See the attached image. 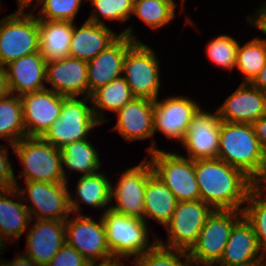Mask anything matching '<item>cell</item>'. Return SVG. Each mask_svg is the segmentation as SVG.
I'll use <instances>...</instances> for the list:
<instances>
[{
    "label": "cell",
    "instance_id": "cell-1",
    "mask_svg": "<svg viewBox=\"0 0 266 266\" xmlns=\"http://www.w3.org/2000/svg\"><path fill=\"white\" fill-rule=\"evenodd\" d=\"M200 200L213 210L243 211L249 193L257 184L240 169L215 159L195 160Z\"/></svg>",
    "mask_w": 266,
    "mask_h": 266
},
{
    "label": "cell",
    "instance_id": "cell-2",
    "mask_svg": "<svg viewBox=\"0 0 266 266\" xmlns=\"http://www.w3.org/2000/svg\"><path fill=\"white\" fill-rule=\"evenodd\" d=\"M218 158L240 169L256 184L266 171V155L252 124L221 121Z\"/></svg>",
    "mask_w": 266,
    "mask_h": 266
},
{
    "label": "cell",
    "instance_id": "cell-3",
    "mask_svg": "<svg viewBox=\"0 0 266 266\" xmlns=\"http://www.w3.org/2000/svg\"><path fill=\"white\" fill-rule=\"evenodd\" d=\"M107 247L113 258L138 257L149 252L158 242H148V223L140 218L107 209L102 214Z\"/></svg>",
    "mask_w": 266,
    "mask_h": 266
},
{
    "label": "cell",
    "instance_id": "cell-4",
    "mask_svg": "<svg viewBox=\"0 0 266 266\" xmlns=\"http://www.w3.org/2000/svg\"><path fill=\"white\" fill-rule=\"evenodd\" d=\"M26 187L22 189L19 184L16 185L22 199L29 198L31 206L26 205L29 210L31 221L37 220H66L73 212L80 215V206L78 200L73 199L68 189V182L48 183L41 181H24ZM75 200V201H74Z\"/></svg>",
    "mask_w": 266,
    "mask_h": 266
},
{
    "label": "cell",
    "instance_id": "cell-5",
    "mask_svg": "<svg viewBox=\"0 0 266 266\" xmlns=\"http://www.w3.org/2000/svg\"><path fill=\"white\" fill-rule=\"evenodd\" d=\"M15 13L0 20V67L27 55L39 52L38 19L28 8L17 5Z\"/></svg>",
    "mask_w": 266,
    "mask_h": 266
},
{
    "label": "cell",
    "instance_id": "cell-6",
    "mask_svg": "<svg viewBox=\"0 0 266 266\" xmlns=\"http://www.w3.org/2000/svg\"><path fill=\"white\" fill-rule=\"evenodd\" d=\"M12 148L24 169L17 178L48 183L66 182L60 149L42 137H23Z\"/></svg>",
    "mask_w": 266,
    "mask_h": 266
},
{
    "label": "cell",
    "instance_id": "cell-7",
    "mask_svg": "<svg viewBox=\"0 0 266 266\" xmlns=\"http://www.w3.org/2000/svg\"><path fill=\"white\" fill-rule=\"evenodd\" d=\"M88 100H91L88 96L82 99L65 97L59 118L42 138L58 149L74 141L87 139L91 129L101 125L93 113V107L87 105Z\"/></svg>",
    "mask_w": 266,
    "mask_h": 266
},
{
    "label": "cell",
    "instance_id": "cell-8",
    "mask_svg": "<svg viewBox=\"0 0 266 266\" xmlns=\"http://www.w3.org/2000/svg\"><path fill=\"white\" fill-rule=\"evenodd\" d=\"M243 216L238 210H213L207 217L196 243L188 251L194 266L219 263L228 242L231 229Z\"/></svg>",
    "mask_w": 266,
    "mask_h": 266
},
{
    "label": "cell",
    "instance_id": "cell-9",
    "mask_svg": "<svg viewBox=\"0 0 266 266\" xmlns=\"http://www.w3.org/2000/svg\"><path fill=\"white\" fill-rule=\"evenodd\" d=\"M153 172L173 193L178 202L200 200L195 176V161L184 155L160 149L149 153Z\"/></svg>",
    "mask_w": 266,
    "mask_h": 266
},
{
    "label": "cell",
    "instance_id": "cell-10",
    "mask_svg": "<svg viewBox=\"0 0 266 266\" xmlns=\"http://www.w3.org/2000/svg\"><path fill=\"white\" fill-rule=\"evenodd\" d=\"M159 59L149 45L136 41L123 63V78L134 97L157 100L160 89Z\"/></svg>",
    "mask_w": 266,
    "mask_h": 266
},
{
    "label": "cell",
    "instance_id": "cell-11",
    "mask_svg": "<svg viewBox=\"0 0 266 266\" xmlns=\"http://www.w3.org/2000/svg\"><path fill=\"white\" fill-rule=\"evenodd\" d=\"M213 209L201 200L178 202L172 219L165 225L168 234L167 243L158 239L159 245L189 251L205 225Z\"/></svg>",
    "mask_w": 266,
    "mask_h": 266
},
{
    "label": "cell",
    "instance_id": "cell-12",
    "mask_svg": "<svg viewBox=\"0 0 266 266\" xmlns=\"http://www.w3.org/2000/svg\"><path fill=\"white\" fill-rule=\"evenodd\" d=\"M153 168L147 157L138 165L124 171L115 186L111 185V201L116 204L110 209L127 216L144 220V194Z\"/></svg>",
    "mask_w": 266,
    "mask_h": 266
},
{
    "label": "cell",
    "instance_id": "cell-13",
    "mask_svg": "<svg viewBox=\"0 0 266 266\" xmlns=\"http://www.w3.org/2000/svg\"><path fill=\"white\" fill-rule=\"evenodd\" d=\"M66 243L74 247L88 262L107 261L112 255L107 247L102 217L99 221L92 216L76 214L65 220Z\"/></svg>",
    "mask_w": 266,
    "mask_h": 266
},
{
    "label": "cell",
    "instance_id": "cell-14",
    "mask_svg": "<svg viewBox=\"0 0 266 266\" xmlns=\"http://www.w3.org/2000/svg\"><path fill=\"white\" fill-rule=\"evenodd\" d=\"M132 31L133 27H127L112 44L92 60L87 61L88 97L99 87L123 75V63L127 50L136 41H140Z\"/></svg>",
    "mask_w": 266,
    "mask_h": 266
},
{
    "label": "cell",
    "instance_id": "cell-15",
    "mask_svg": "<svg viewBox=\"0 0 266 266\" xmlns=\"http://www.w3.org/2000/svg\"><path fill=\"white\" fill-rule=\"evenodd\" d=\"M200 105L185 96L167 97L154 101V134L160 131L169 139L183 141L187 129Z\"/></svg>",
    "mask_w": 266,
    "mask_h": 266
},
{
    "label": "cell",
    "instance_id": "cell-16",
    "mask_svg": "<svg viewBox=\"0 0 266 266\" xmlns=\"http://www.w3.org/2000/svg\"><path fill=\"white\" fill-rule=\"evenodd\" d=\"M27 137H42L61 113L65 96L49 88L20 96Z\"/></svg>",
    "mask_w": 266,
    "mask_h": 266
},
{
    "label": "cell",
    "instance_id": "cell-17",
    "mask_svg": "<svg viewBox=\"0 0 266 266\" xmlns=\"http://www.w3.org/2000/svg\"><path fill=\"white\" fill-rule=\"evenodd\" d=\"M220 128L221 119L217 110L212 114L200 108L181 142L187 150L186 157L194 161L218 158Z\"/></svg>",
    "mask_w": 266,
    "mask_h": 266
},
{
    "label": "cell",
    "instance_id": "cell-18",
    "mask_svg": "<svg viewBox=\"0 0 266 266\" xmlns=\"http://www.w3.org/2000/svg\"><path fill=\"white\" fill-rule=\"evenodd\" d=\"M117 124L113 127L128 142L152 138L147 152L156 151L154 139V101L134 97L117 112Z\"/></svg>",
    "mask_w": 266,
    "mask_h": 266
},
{
    "label": "cell",
    "instance_id": "cell-19",
    "mask_svg": "<svg viewBox=\"0 0 266 266\" xmlns=\"http://www.w3.org/2000/svg\"><path fill=\"white\" fill-rule=\"evenodd\" d=\"M220 265L266 266L251 223L242 216L233 226Z\"/></svg>",
    "mask_w": 266,
    "mask_h": 266
},
{
    "label": "cell",
    "instance_id": "cell-20",
    "mask_svg": "<svg viewBox=\"0 0 266 266\" xmlns=\"http://www.w3.org/2000/svg\"><path fill=\"white\" fill-rule=\"evenodd\" d=\"M217 112L221 121L253 124L266 115V94L251 83H241Z\"/></svg>",
    "mask_w": 266,
    "mask_h": 266
},
{
    "label": "cell",
    "instance_id": "cell-21",
    "mask_svg": "<svg viewBox=\"0 0 266 266\" xmlns=\"http://www.w3.org/2000/svg\"><path fill=\"white\" fill-rule=\"evenodd\" d=\"M46 82L51 90L65 97L88 96L87 61L67 56L46 62Z\"/></svg>",
    "mask_w": 266,
    "mask_h": 266
},
{
    "label": "cell",
    "instance_id": "cell-22",
    "mask_svg": "<svg viewBox=\"0 0 266 266\" xmlns=\"http://www.w3.org/2000/svg\"><path fill=\"white\" fill-rule=\"evenodd\" d=\"M26 236V252L38 266H46L66 243L65 220H36Z\"/></svg>",
    "mask_w": 266,
    "mask_h": 266
},
{
    "label": "cell",
    "instance_id": "cell-23",
    "mask_svg": "<svg viewBox=\"0 0 266 266\" xmlns=\"http://www.w3.org/2000/svg\"><path fill=\"white\" fill-rule=\"evenodd\" d=\"M4 70L10 94L21 96L47 88L46 61L40 51L9 63Z\"/></svg>",
    "mask_w": 266,
    "mask_h": 266
},
{
    "label": "cell",
    "instance_id": "cell-24",
    "mask_svg": "<svg viewBox=\"0 0 266 266\" xmlns=\"http://www.w3.org/2000/svg\"><path fill=\"white\" fill-rule=\"evenodd\" d=\"M119 36L120 33L117 35L106 25L86 20L80 28H77L73 22L69 56L85 61L92 60Z\"/></svg>",
    "mask_w": 266,
    "mask_h": 266
},
{
    "label": "cell",
    "instance_id": "cell-25",
    "mask_svg": "<svg viewBox=\"0 0 266 266\" xmlns=\"http://www.w3.org/2000/svg\"><path fill=\"white\" fill-rule=\"evenodd\" d=\"M38 27L39 51L46 62L69 56L73 22L38 20Z\"/></svg>",
    "mask_w": 266,
    "mask_h": 266
},
{
    "label": "cell",
    "instance_id": "cell-26",
    "mask_svg": "<svg viewBox=\"0 0 266 266\" xmlns=\"http://www.w3.org/2000/svg\"><path fill=\"white\" fill-rule=\"evenodd\" d=\"M12 199H19L15 202ZM31 223L29 210L17 189V187L0 191V232L10 241L19 240L25 229ZM14 239V240H13Z\"/></svg>",
    "mask_w": 266,
    "mask_h": 266
},
{
    "label": "cell",
    "instance_id": "cell-27",
    "mask_svg": "<svg viewBox=\"0 0 266 266\" xmlns=\"http://www.w3.org/2000/svg\"><path fill=\"white\" fill-rule=\"evenodd\" d=\"M178 200L154 173L148 178L144 194V220L151 218L165 226L173 216Z\"/></svg>",
    "mask_w": 266,
    "mask_h": 266
},
{
    "label": "cell",
    "instance_id": "cell-28",
    "mask_svg": "<svg viewBox=\"0 0 266 266\" xmlns=\"http://www.w3.org/2000/svg\"><path fill=\"white\" fill-rule=\"evenodd\" d=\"M90 142L88 138L82 139L66 144L60 149L62 172L66 182L69 181L67 177L70 176L66 174L67 171L64 167L69 170L68 174L73 170L83 173V176L94 174L100 170L101 162L98 152Z\"/></svg>",
    "mask_w": 266,
    "mask_h": 266
},
{
    "label": "cell",
    "instance_id": "cell-29",
    "mask_svg": "<svg viewBox=\"0 0 266 266\" xmlns=\"http://www.w3.org/2000/svg\"><path fill=\"white\" fill-rule=\"evenodd\" d=\"M133 98L134 96L123 75L115 78L107 85L99 87L90 94L93 113L101 124L108 121L104 119V110L117 112ZM99 108L101 111L98 110Z\"/></svg>",
    "mask_w": 266,
    "mask_h": 266
},
{
    "label": "cell",
    "instance_id": "cell-30",
    "mask_svg": "<svg viewBox=\"0 0 266 266\" xmlns=\"http://www.w3.org/2000/svg\"><path fill=\"white\" fill-rule=\"evenodd\" d=\"M26 137L20 96L9 94L0 100V139L5 138L12 147Z\"/></svg>",
    "mask_w": 266,
    "mask_h": 266
},
{
    "label": "cell",
    "instance_id": "cell-31",
    "mask_svg": "<svg viewBox=\"0 0 266 266\" xmlns=\"http://www.w3.org/2000/svg\"><path fill=\"white\" fill-rule=\"evenodd\" d=\"M105 174L97 171L94 174L82 175L76 184V193L81 202L92 207L104 208L106 211L111 205L112 181ZM108 206L107 208H105Z\"/></svg>",
    "mask_w": 266,
    "mask_h": 266
},
{
    "label": "cell",
    "instance_id": "cell-32",
    "mask_svg": "<svg viewBox=\"0 0 266 266\" xmlns=\"http://www.w3.org/2000/svg\"><path fill=\"white\" fill-rule=\"evenodd\" d=\"M265 64L266 38L255 37L242 46L238 45L235 68L243 74L242 83H251Z\"/></svg>",
    "mask_w": 266,
    "mask_h": 266
},
{
    "label": "cell",
    "instance_id": "cell-33",
    "mask_svg": "<svg viewBox=\"0 0 266 266\" xmlns=\"http://www.w3.org/2000/svg\"><path fill=\"white\" fill-rule=\"evenodd\" d=\"M174 0H135L132 14L151 29L162 28L175 18Z\"/></svg>",
    "mask_w": 266,
    "mask_h": 266
},
{
    "label": "cell",
    "instance_id": "cell-34",
    "mask_svg": "<svg viewBox=\"0 0 266 266\" xmlns=\"http://www.w3.org/2000/svg\"><path fill=\"white\" fill-rule=\"evenodd\" d=\"M243 216L251 223L259 249L266 260V194L256 186L248 195Z\"/></svg>",
    "mask_w": 266,
    "mask_h": 266
},
{
    "label": "cell",
    "instance_id": "cell-35",
    "mask_svg": "<svg viewBox=\"0 0 266 266\" xmlns=\"http://www.w3.org/2000/svg\"><path fill=\"white\" fill-rule=\"evenodd\" d=\"M182 258L185 259L183 262ZM132 262L136 266H194L188 251L167 248L158 243Z\"/></svg>",
    "mask_w": 266,
    "mask_h": 266
},
{
    "label": "cell",
    "instance_id": "cell-36",
    "mask_svg": "<svg viewBox=\"0 0 266 266\" xmlns=\"http://www.w3.org/2000/svg\"><path fill=\"white\" fill-rule=\"evenodd\" d=\"M94 7L88 21L105 25L101 16L106 20L125 22L132 16L135 0H88Z\"/></svg>",
    "mask_w": 266,
    "mask_h": 266
},
{
    "label": "cell",
    "instance_id": "cell-37",
    "mask_svg": "<svg viewBox=\"0 0 266 266\" xmlns=\"http://www.w3.org/2000/svg\"><path fill=\"white\" fill-rule=\"evenodd\" d=\"M239 42L229 35H220L212 39L207 47V57L218 67L233 70L236 66V53Z\"/></svg>",
    "mask_w": 266,
    "mask_h": 266
},
{
    "label": "cell",
    "instance_id": "cell-38",
    "mask_svg": "<svg viewBox=\"0 0 266 266\" xmlns=\"http://www.w3.org/2000/svg\"><path fill=\"white\" fill-rule=\"evenodd\" d=\"M40 7L38 20L47 21H71L74 19L81 7L83 0H36ZM87 1V0H85Z\"/></svg>",
    "mask_w": 266,
    "mask_h": 266
},
{
    "label": "cell",
    "instance_id": "cell-39",
    "mask_svg": "<svg viewBox=\"0 0 266 266\" xmlns=\"http://www.w3.org/2000/svg\"><path fill=\"white\" fill-rule=\"evenodd\" d=\"M89 263L74 247L65 243L46 266H88Z\"/></svg>",
    "mask_w": 266,
    "mask_h": 266
},
{
    "label": "cell",
    "instance_id": "cell-40",
    "mask_svg": "<svg viewBox=\"0 0 266 266\" xmlns=\"http://www.w3.org/2000/svg\"><path fill=\"white\" fill-rule=\"evenodd\" d=\"M8 150L0 144V191L16 187L18 184L12 164L9 162Z\"/></svg>",
    "mask_w": 266,
    "mask_h": 266
},
{
    "label": "cell",
    "instance_id": "cell-41",
    "mask_svg": "<svg viewBox=\"0 0 266 266\" xmlns=\"http://www.w3.org/2000/svg\"><path fill=\"white\" fill-rule=\"evenodd\" d=\"M262 5L253 17H249L248 21L249 24H253L259 31L266 35V3L264 2Z\"/></svg>",
    "mask_w": 266,
    "mask_h": 266
},
{
    "label": "cell",
    "instance_id": "cell-42",
    "mask_svg": "<svg viewBox=\"0 0 266 266\" xmlns=\"http://www.w3.org/2000/svg\"><path fill=\"white\" fill-rule=\"evenodd\" d=\"M255 135L257 136L260 145L266 155V115L261 116L252 124Z\"/></svg>",
    "mask_w": 266,
    "mask_h": 266
},
{
    "label": "cell",
    "instance_id": "cell-43",
    "mask_svg": "<svg viewBox=\"0 0 266 266\" xmlns=\"http://www.w3.org/2000/svg\"><path fill=\"white\" fill-rule=\"evenodd\" d=\"M6 263L8 266H38L33 260H31L27 255L23 254H18L17 258H14L11 262Z\"/></svg>",
    "mask_w": 266,
    "mask_h": 266
},
{
    "label": "cell",
    "instance_id": "cell-44",
    "mask_svg": "<svg viewBox=\"0 0 266 266\" xmlns=\"http://www.w3.org/2000/svg\"><path fill=\"white\" fill-rule=\"evenodd\" d=\"M251 84L266 94V64L259 74L254 78Z\"/></svg>",
    "mask_w": 266,
    "mask_h": 266
},
{
    "label": "cell",
    "instance_id": "cell-45",
    "mask_svg": "<svg viewBox=\"0 0 266 266\" xmlns=\"http://www.w3.org/2000/svg\"><path fill=\"white\" fill-rule=\"evenodd\" d=\"M10 94L4 68L0 67V100Z\"/></svg>",
    "mask_w": 266,
    "mask_h": 266
},
{
    "label": "cell",
    "instance_id": "cell-46",
    "mask_svg": "<svg viewBox=\"0 0 266 266\" xmlns=\"http://www.w3.org/2000/svg\"><path fill=\"white\" fill-rule=\"evenodd\" d=\"M123 261L121 262V259L112 258L107 261H101V262H90L88 266H122Z\"/></svg>",
    "mask_w": 266,
    "mask_h": 266
},
{
    "label": "cell",
    "instance_id": "cell-47",
    "mask_svg": "<svg viewBox=\"0 0 266 266\" xmlns=\"http://www.w3.org/2000/svg\"><path fill=\"white\" fill-rule=\"evenodd\" d=\"M257 186L263 191L266 192V171L262 179L257 183ZM264 186V188H263ZM263 188V189H262ZM266 194V193H265Z\"/></svg>",
    "mask_w": 266,
    "mask_h": 266
},
{
    "label": "cell",
    "instance_id": "cell-48",
    "mask_svg": "<svg viewBox=\"0 0 266 266\" xmlns=\"http://www.w3.org/2000/svg\"><path fill=\"white\" fill-rule=\"evenodd\" d=\"M34 0H17L18 5H23L25 7H33L34 5H32Z\"/></svg>",
    "mask_w": 266,
    "mask_h": 266
},
{
    "label": "cell",
    "instance_id": "cell-49",
    "mask_svg": "<svg viewBox=\"0 0 266 266\" xmlns=\"http://www.w3.org/2000/svg\"><path fill=\"white\" fill-rule=\"evenodd\" d=\"M5 240V242H3ZM8 242L7 239L0 232V255L3 253L2 250L6 248L5 243Z\"/></svg>",
    "mask_w": 266,
    "mask_h": 266
},
{
    "label": "cell",
    "instance_id": "cell-50",
    "mask_svg": "<svg viewBox=\"0 0 266 266\" xmlns=\"http://www.w3.org/2000/svg\"><path fill=\"white\" fill-rule=\"evenodd\" d=\"M0 266H8L6 262H4L2 259H0Z\"/></svg>",
    "mask_w": 266,
    "mask_h": 266
},
{
    "label": "cell",
    "instance_id": "cell-51",
    "mask_svg": "<svg viewBox=\"0 0 266 266\" xmlns=\"http://www.w3.org/2000/svg\"><path fill=\"white\" fill-rule=\"evenodd\" d=\"M211 266H223V265H220V264L217 263V264H214V265H211Z\"/></svg>",
    "mask_w": 266,
    "mask_h": 266
}]
</instances>
